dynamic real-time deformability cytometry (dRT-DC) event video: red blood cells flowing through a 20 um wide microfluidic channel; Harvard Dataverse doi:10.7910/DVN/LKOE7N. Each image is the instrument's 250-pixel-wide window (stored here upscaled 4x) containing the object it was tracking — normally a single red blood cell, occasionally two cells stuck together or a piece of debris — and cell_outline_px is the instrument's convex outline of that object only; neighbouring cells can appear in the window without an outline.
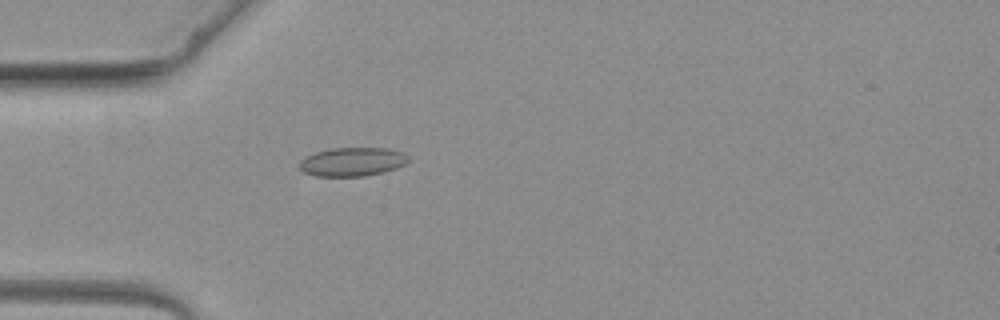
{"species": "common noctule bat (a hibernating species)", "species_latin": "Nyctalus noctula", "temperature_condition": "warm", "stored_images_in_passage": 3, "camera_frame_rate_fps": 3000, "um_per_image_px": 0.085, "animal": {"sex": "female", "body_mass_g": 19.3, "forearm_length_mm": 54.1}, "frame": {"image": 1, "passage_image": 3, "time_ms": 3.333, "image_size_px": [1000, 320], "cell_outline_px": [[408, 160], [404, 164], [396, 168], [384, 172], [364, 176], [316, 176], [304, 172], [300, 168], [300, 160], [304, 156], [316, 152], [332, 148], [388, 148], [404, 152], [408, 156]], "centroid_in_image_um": [29.95, 13.74], "position_along_channel_um": 55.1, "area_um2": 18.26}}